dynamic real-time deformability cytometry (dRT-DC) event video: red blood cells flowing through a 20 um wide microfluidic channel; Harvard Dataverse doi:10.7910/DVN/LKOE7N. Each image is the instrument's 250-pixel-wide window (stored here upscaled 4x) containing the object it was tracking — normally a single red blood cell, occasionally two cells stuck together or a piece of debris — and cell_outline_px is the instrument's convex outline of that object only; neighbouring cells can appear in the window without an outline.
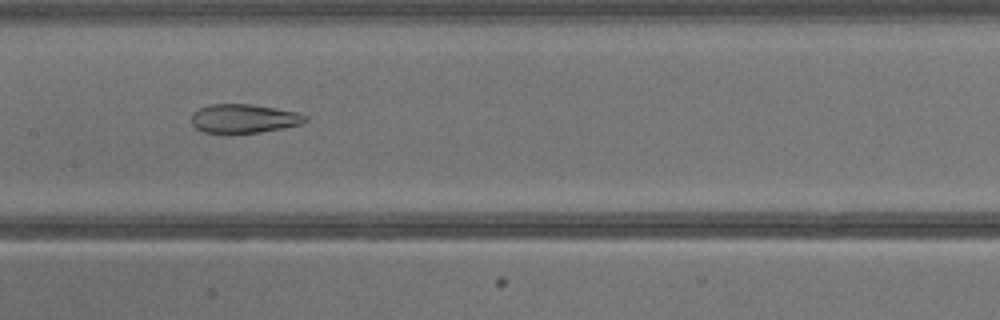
{"species": "common noctule bat (a hibernating species)", "species_latin": "Nyctalus noctula", "temperature_condition": "warm", "stored_images_in_passage": 36, "camera_frame_rate_fps": 3000, "um_per_image_px": 0.085, "animal": {"sex": "male", "body_mass_g": 13.3}, "frame": {"image": 1, "passage_image": 16, "time_ms": 5.0, "image_size_px": [1000, 320], "cell_outline_px": [[308, 120], [300, 124], [260, 132], [204, 132], [196, 128], [192, 124], [192, 112], [208, 104], [252, 104], [296, 112], [308, 116]], "centroid_in_image_um": [20.71, 10.06], "position_along_channel_um": 186.7, "area_um2": 18.84}}
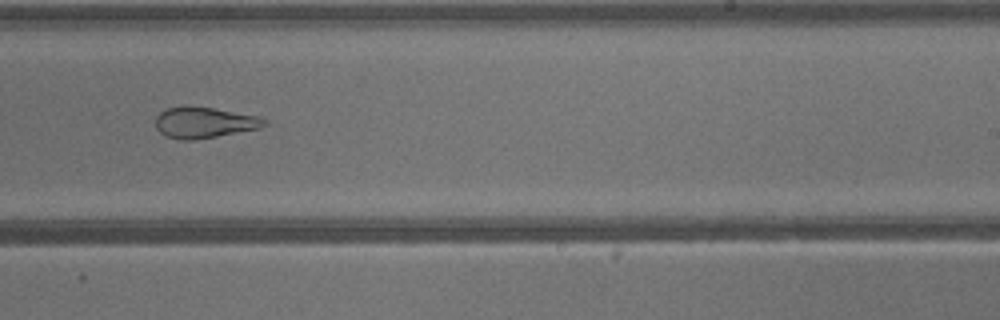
{"frame": {"image": 2, "passage_image": 21, "time_ms": 6.667, "image_size_px": [1000, 320], "cell_outline_px": [[268, 124], [260, 128], [196, 140], [180, 140], [164, 136], [156, 128], [156, 116], [164, 108], [212, 108], [256, 116], [268, 120]], "centroid_in_image_um": [17.35, 10.45], "position_along_channel_um": 271.6, "area_um2": 19.25}}
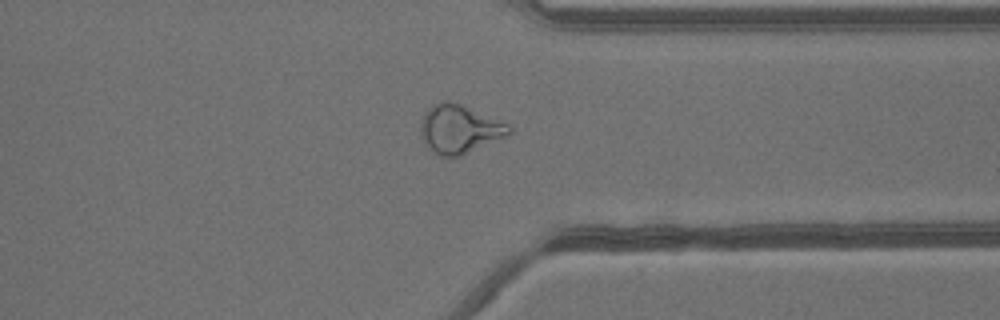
{"frame": {"image": 3, "passage_image": 27, "time_ms": 8.667, "image_size_px": [1000, 320], "cell_outline_px": [[512, 132], [508, 136], [460, 156], [440, 156], [432, 152], [424, 140], [420, 132], [420, 120], [424, 112], [432, 104], [440, 100], [448, 100], [460, 104], [508, 124], [512, 128]], "centroid_in_image_um": [39.03, 10.96], "position_along_channel_um": 372.4, "area_um2": 25.03}}